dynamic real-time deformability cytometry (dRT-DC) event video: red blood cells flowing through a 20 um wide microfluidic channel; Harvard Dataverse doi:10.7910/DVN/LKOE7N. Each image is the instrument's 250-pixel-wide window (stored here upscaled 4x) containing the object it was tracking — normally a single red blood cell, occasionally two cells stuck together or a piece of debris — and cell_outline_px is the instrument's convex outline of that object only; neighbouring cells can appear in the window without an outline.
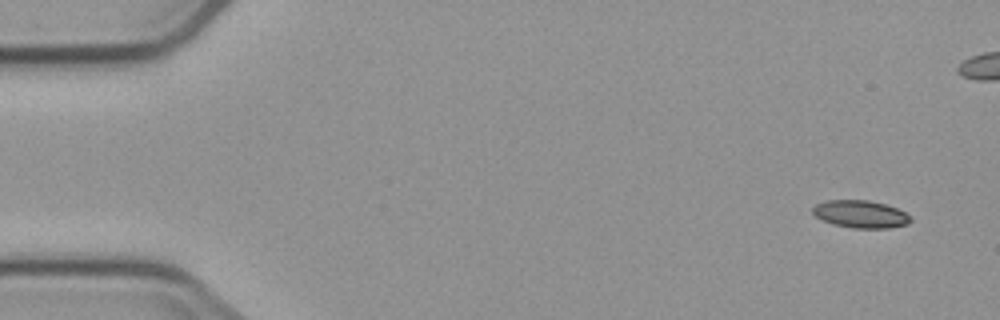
{"species": "common noctule bat (a hibernating species)", "species_latin": "Nyctalus noctula", "temperature_condition": "cold", "stored_images_in_passage": 6, "camera_frame_rate_fps": 3000, "um_per_image_px": 0.085, "animal": {"sex": "male", "body_mass_g": 23.1, "forearm_length_mm": 52.7}, "frame": {"image": 1, "passage_image": 1, "time_ms": 0.0, "image_size_px": [1000, 320], "cell_outline_px": [[912, 220], [908, 224], [888, 228], [852, 228], [832, 224], [816, 216], [812, 212], [812, 208], [816, 204], [824, 200], [868, 200], [884, 204], [896, 208], [912, 216]], "centroid_in_image_um": [73.15, 18.2], "position_along_channel_um": 11.8, "area_um2": 15.72}}
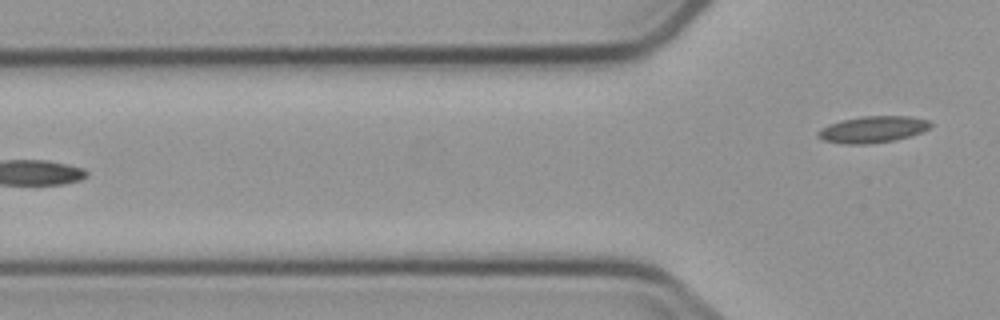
{"frame": {"image": 2, "passage_image": 6, "time_ms": 6.333, "image_size_px": [1000, 320], "cell_outline_px": [[932, 124], [928, 128], [920, 132], [896, 140], [868, 144], [844, 144], [824, 140], [816, 136], [816, 132], [820, 128], [828, 124], [840, 120], [860, 116], [912, 116], [928, 120]], "centroid_in_image_um": [74.13, 10.99], "position_along_channel_um": 51.7, "area_um2": 17.51}}